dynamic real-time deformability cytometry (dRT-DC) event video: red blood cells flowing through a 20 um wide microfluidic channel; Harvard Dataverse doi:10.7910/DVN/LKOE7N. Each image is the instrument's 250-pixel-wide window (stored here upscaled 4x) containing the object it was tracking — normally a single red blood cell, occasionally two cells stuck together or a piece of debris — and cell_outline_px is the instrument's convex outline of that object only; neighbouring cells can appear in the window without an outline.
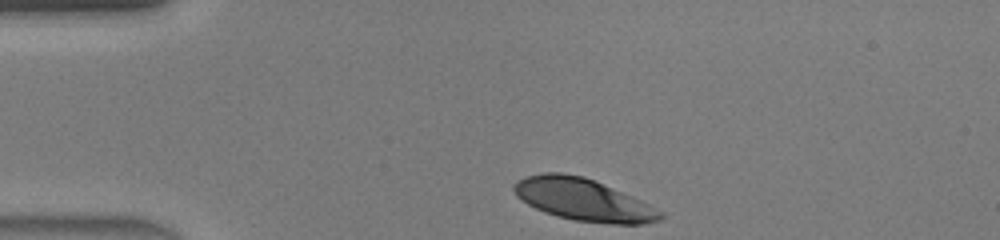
{"species": "human", "species_latin": "Homo sapiens", "temperature_condition": "warm", "stored_images_in_passage": 30, "camera_frame_rate_fps": 3000, "um_per_image_px": 0.085, "donor": {"sex": "male"}, "frame": {"image": 1, "passage_image": 1, "time_ms": 0.0, "image_size_px": [1000, 240], "cell_outline_px": [[664, 216], [660, 220], [644, 224], [612, 224], [576, 220], [544, 212], [520, 200], [516, 196], [512, 188], [512, 184], [516, 180], [524, 176], [544, 172], [560, 172], [584, 176], [640, 200], [664, 212]], "centroid_in_image_um": [49.54, 16.96], "position_along_channel_um": 35.5, "area_um2": 35.89}}
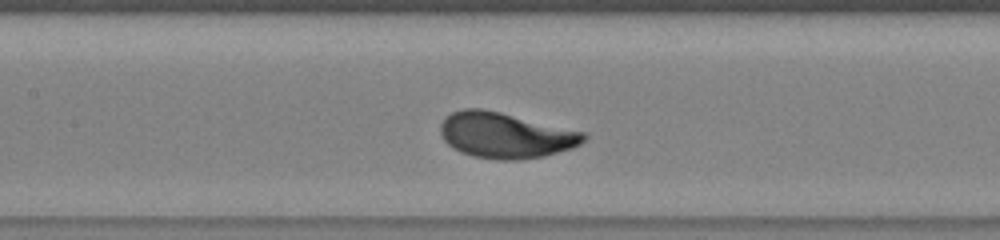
{"frame": {"image": 2, "passage_image": 13, "time_ms": 4.0, "image_size_px": [1000, 240], "cell_outline_px": [[588, 136], [580, 144], [572, 148], [544, 156], [516, 160], [496, 160], [472, 156], [460, 152], [452, 148], [444, 140], [440, 132], [440, 124], [452, 112], [464, 108], [480, 108], [500, 112], [584, 132]], "centroid_in_image_um": [42.94, 11.51], "position_along_channel_um": 164.5, "area_um2": 37.97}}
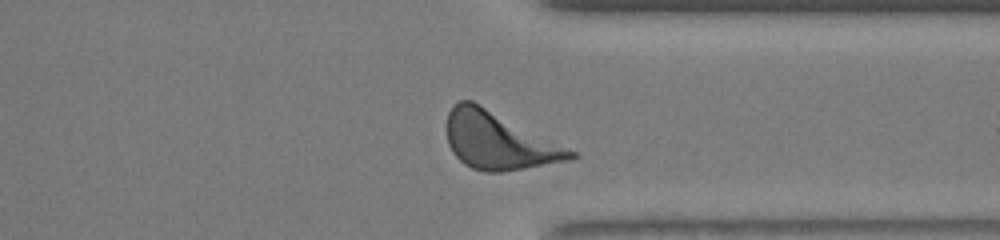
{"frame": {"image": 3, "passage_image": 27, "time_ms": 8.667, "image_size_px": [1000, 240], "cell_outline_px": [[580, 156], [568, 160], [524, 168], [500, 172], [484, 172], [472, 168], [464, 164], [452, 152], [448, 144], [448, 112], [452, 104], [456, 100], [472, 100], [576, 152]], "centroid_in_image_um": [42.35, 11.96], "position_along_channel_um": 369.1, "area_um2": 40.75}, "authors_computed_cell_mechanics": {"area_um2": 37.4544, "velocity_mm_per_s": 4.4053, "shape_relaxation_time_tau1_ms": 1.7643, "shape_relaxation_time_tau2_ms": null, "deformation_change_tau1": 0.1697, "deformation_change_tau2": null}}